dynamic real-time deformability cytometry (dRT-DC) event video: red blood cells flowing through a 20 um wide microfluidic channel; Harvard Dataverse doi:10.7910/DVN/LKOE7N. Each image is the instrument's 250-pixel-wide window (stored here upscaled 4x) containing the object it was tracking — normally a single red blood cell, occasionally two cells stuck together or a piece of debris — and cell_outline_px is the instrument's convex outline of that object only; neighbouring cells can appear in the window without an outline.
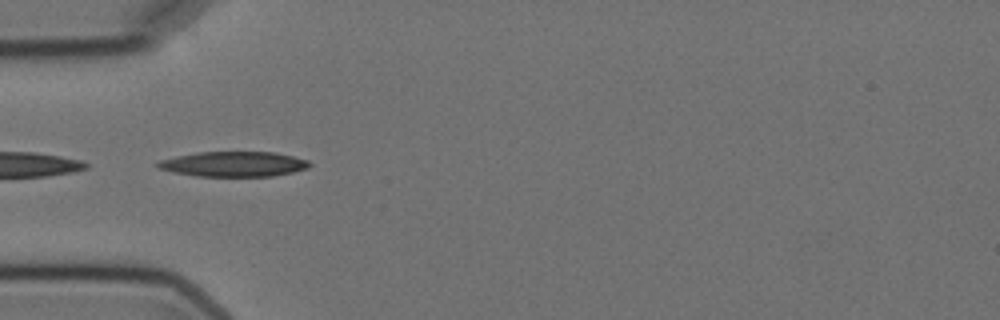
{"species": "Egyptian fruit bat (a non-hibernating species)", "species_latin": "Rousettus aegyptiacus", "temperature_condition": "cold", "stored_images_in_passage": 8, "camera_frame_rate_fps": 3000, "um_per_image_px": 0.085, "animal": {"sex": "female"}, "frame": {"image": 1, "passage_image": 3, "time_ms": 2.333, "image_size_px": [1000, 320], "cell_outline_px": [[312, 164], [308, 168], [292, 172], [272, 176], [196, 176], [172, 172], [156, 168], [156, 164], [160, 160], [176, 156], [196, 152], [276, 152], [308, 160]], "centroid_in_image_um": [19.84, 13.94], "position_along_channel_um": 65.2, "area_um2": 22.25}}
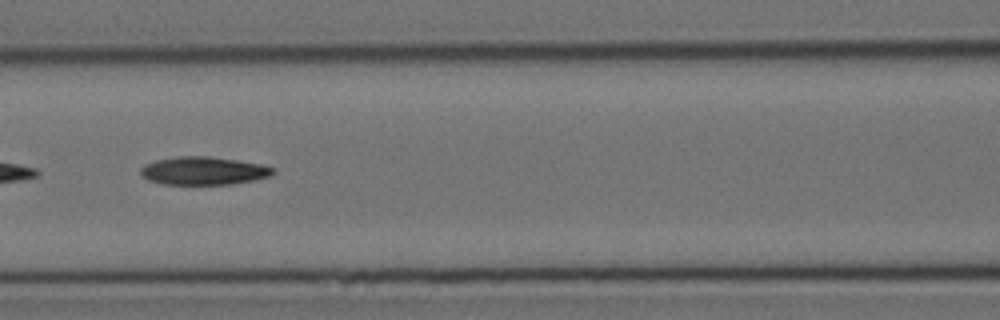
{"frame": {"image": 2, "passage_image": 5, "time_ms": 4.667, "image_size_px": [1000, 320], "cell_outline_px": [[276, 172], [272, 176], [232, 184], [164, 184], [148, 180], [140, 172], [140, 168], [144, 164], [156, 160], [176, 156], [208, 156], [236, 160], [260, 164], [276, 168]], "centroid_in_image_um": [17.32, 14.51], "position_along_channel_um": 149.3, "area_um2": 21.68}}
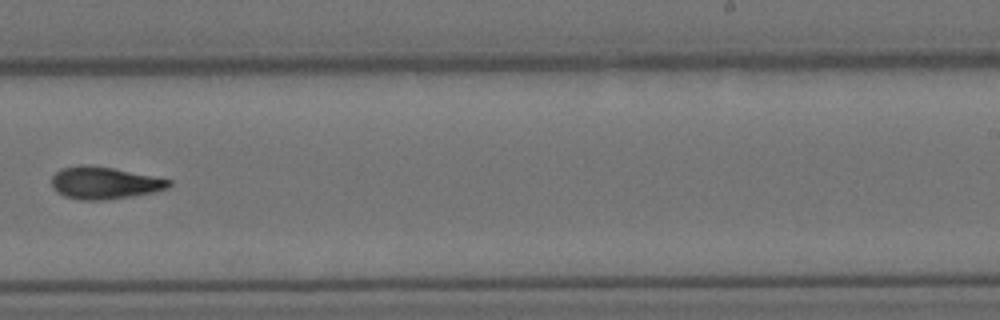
{"frame": {"image": 3, "passage_image": 8, "time_ms": 8.333, "image_size_px": [1000, 320], "cell_outline_px": [[172, 184], [168, 188], [152, 192], [132, 196], [104, 200], [80, 200], [64, 196], [52, 188], [52, 176], [60, 168], [80, 164], [88, 164], [112, 168], [172, 180]], "centroid_in_image_um": [8.84, 15.54], "position_along_channel_um": 280.2, "area_um2": 22.02}}